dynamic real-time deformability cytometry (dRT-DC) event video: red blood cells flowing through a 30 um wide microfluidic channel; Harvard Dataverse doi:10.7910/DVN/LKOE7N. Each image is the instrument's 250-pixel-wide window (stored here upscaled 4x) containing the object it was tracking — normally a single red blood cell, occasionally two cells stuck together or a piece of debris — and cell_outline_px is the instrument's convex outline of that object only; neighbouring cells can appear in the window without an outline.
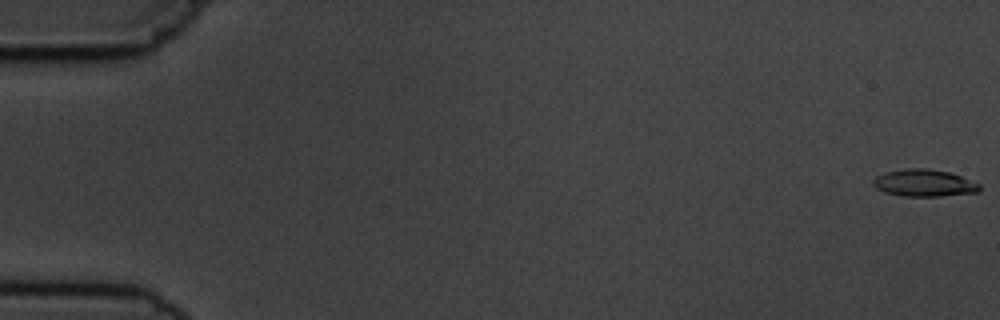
{"species": "common noctule bat (a hibernating species)", "species_latin": "Nyctalus noctula", "temperature_condition": "cold", "stored_images_in_passage": 10, "camera_frame_rate_fps": 3000, "um_per_image_px": 0.085, "animal": {"sex": "male", "body_mass_g": 19.5, "forearm_length_mm": 54.6}, "frame": {"image": 1, "passage_image": 1, "time_ms": 0.0, "image_size_px": [1000, 320], "cell_outline_px": [[980, 192], [940, 196], [904, 196], [884, 192], [876, 188], [872, 184], [872, 180], [876, 176], [884, 172], [908, 168], [928, 168], [948, 172], [960, 176], [980, 184]], "centroid_in_image_um": [78.52, 15.55], "position_along_channel_um": 6.5, "area_um2": 16.82}}
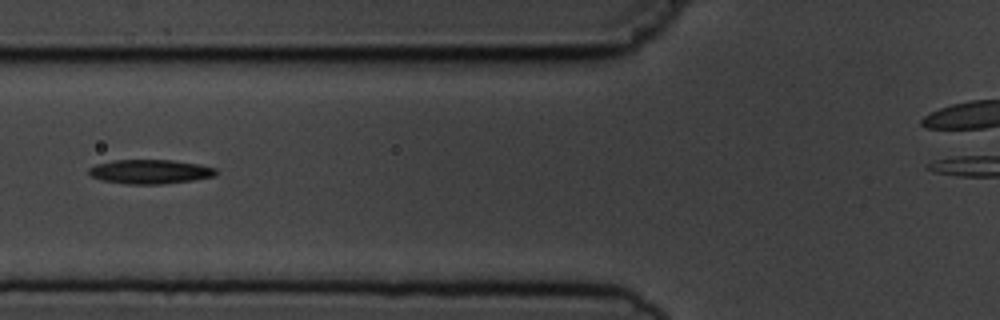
{"frame": {"image": 2, "passage_image": 7, "time_ms": 7.0, "image_size_px": [1000, 320], "cell_outline_px": [[216, 172], [212, 176], [192, 180], [160, 184], [128, 184], [104, 180], [92, 176], [88, 172], [88, 168], [96, 164], [112, 160], [172, 160], [200, 164], [216, 168]], "centroid_in_image_um": [12.74, 14.58], "position_along_channel_um": 113.1, "area_um2": 17.74}}
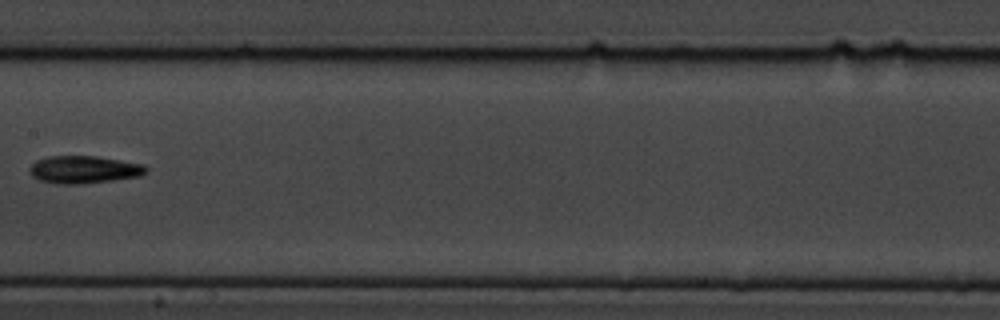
{"frame": {"image": 3, "passage_image": 9, "time_ms": 9.333, "image_size_px": [1000, 320], "cell_outline_px": [[148, 172], [140, 176], [112, 180], [76, 184], [60, 184], [40, 180], [32, 176], [28, 168], [36, 160], [48, 156], [96, 156], [144, 164], [148, 168]], "centroid_in_image_um": [7.14, 14.4], "position_along_channel_um": 200.3, "area_um2": 18.67}}